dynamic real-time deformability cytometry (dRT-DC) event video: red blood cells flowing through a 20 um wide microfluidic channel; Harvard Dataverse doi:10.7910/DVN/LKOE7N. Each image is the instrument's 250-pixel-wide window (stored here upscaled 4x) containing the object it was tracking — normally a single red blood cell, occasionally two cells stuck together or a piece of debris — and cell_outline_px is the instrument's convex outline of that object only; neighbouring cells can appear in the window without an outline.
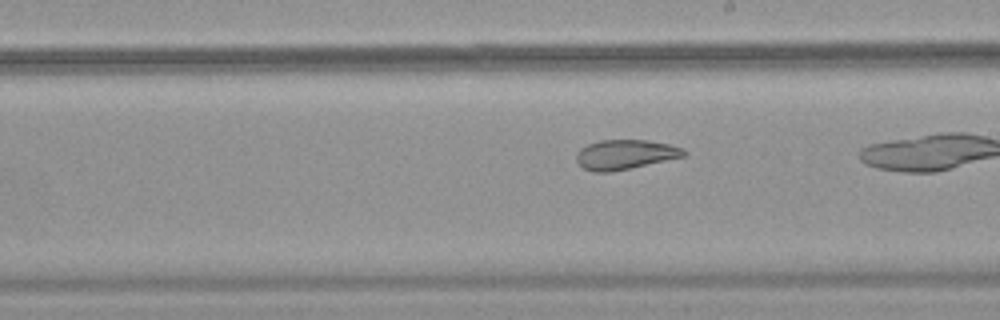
{"species": "common noctule bat (a hibernating species)", "species_latin": "Nyctalus noctula", "temperature_condition": "warm", "stored_images_in_passage": 40, "camera_frame_rate_fps": 3000, "um_per_image_px": 0.085, "animal": {"sex": "female", "body_mass_g": 18.4}, "frame": {"image": 1, "passage_image": 29, "time_ms": 9.333, "image_size_px": [1000, 320], "cell_outline_px": [[688, 152], [684, 156], [612, 172], [592, 172], [584, 168], [576, 160], [576, 152], [580, 148], [588, 144], [600, 140], [648, 140], [668, 144], [684, 148]], "centroid_in_image_um": [53.12, 13.13], "position_along_channel_um": 235.9, "area_um2": 18.55}}